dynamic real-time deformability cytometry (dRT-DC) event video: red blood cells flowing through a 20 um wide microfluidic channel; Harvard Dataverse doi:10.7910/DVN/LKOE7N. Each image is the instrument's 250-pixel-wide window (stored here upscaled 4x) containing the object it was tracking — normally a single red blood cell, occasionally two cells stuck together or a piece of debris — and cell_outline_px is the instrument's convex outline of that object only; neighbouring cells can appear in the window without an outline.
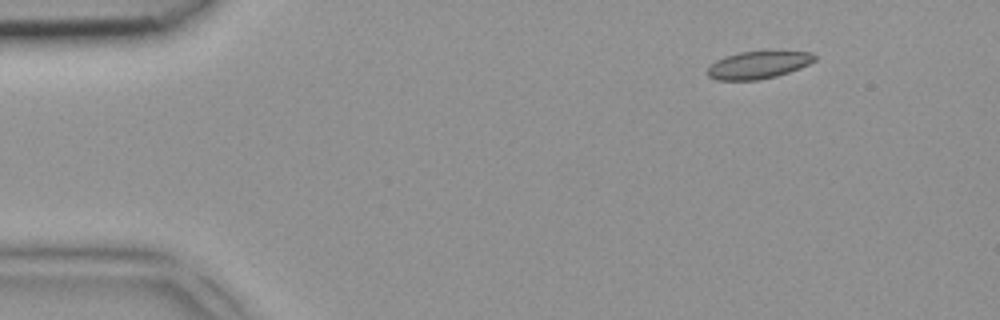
{"species": "common noctule bat (a hibernating species)", "species_latin": "Nyctalus noctula", "temperature_condition": "room temperature", "stored_images_in_passage": 3, "camera_frame_rate_fps": 3000, "um_per_image_px": 0.085, "animal": {"sex": "female", "body_mass_g": 18.4}, "frame": {"image": 1, "passage_image": 3, "time_ms": 0.667, "image_size_px": [1000, 320], "cell_outline_px": [[816, 60], [800, 68], [776, 76], [760, 80], [716, 80], [708, 76], [708, 68], [716, 60], [724, 56], [740, 52], [812, 52], [816, 56]], "centroid_in_image_um": [64.43, 5.53], "position_along_channel_um": 20.6, "area_um2": 16.94}}